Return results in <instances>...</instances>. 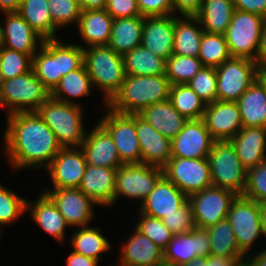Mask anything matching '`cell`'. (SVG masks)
Masks as SVG:
<instances>
[{"label":"cell","instance_id":"obj_1","mask_svg":"<svg viewBox=\"0 0 266 266\" xmlns=\"http://www.w3.org/2000/svg\"><path fill=\"white\" fill-rule=\"evenodd\" d=\"M5 118L1 147L11 171L45 170L62 149L53 131L36 111L16 112Z\"/></svg>","mask_w":266,"mask_h":266},{"label":"cell","instance_id":"obj_2","mask_svg":"<svg viewBox=\"0 0 266 266\" xmlns=\"http://www.w3.org/2000/svg\"><path fill=\"white\" fill-rule=\"evenodd\" d=\"M171 83L165 75H126L119 91L106 104L113 111L138 114L145 107L169 99Z\"/></svg>","mask_w":266,"mask_h":266},{"label":"cell","instance_id":"obj_3","mask_svg":"<svg viewBox=\"0 0 266 266\" xmlns=\"http://www.w3.org/2000/svg\"><path fill=\"white\" fill-rule=\"evenodd\" d=\"M83 63L94 89L103 94L104 108L125 81L123 56L108 46H91L83 49Z\"/></svg>","mask_w":266,"mask_h":266},{"label":"cell","instance_id":"obj_4","mask_svg":"<svg viewBox=\"0 0 266 266\" xmlns=\"http://www.w3.org/2000/svg\"><path fill=\"white\" fill-rule=\"evenodd\" d=\"M82 107L49 97L36 112L53 131L62 148L81 147L87 133Z\"/></svg>","mask_w":266,"mask_h":266},{"label":"cell","instance_id":"obj_5","mask_svg":"<svg viewBox=\"0 0 266 266\" xmlns=\"http://www.w3.org/2000/svg\"><path fill=\"white\" fill-rule=\"evenodd\" d=\"M49 97L50 91L31 69L4 80L0 92V108L6 111V116L16 112L36 111Z\"/></svg>","mask_w":266,"mask_h":266},{"label":"cell","instance_id":"obj_6","mask_svg":"<svg viewBox=\"0 0 266 266\" xmlns=\"http://www.w3.org/2000/svg\"><path fill=\"white\" fill-rule=\"evenodd\" d=\"M212 186L242 196L246 185L247 169L237 156L230 141H215L208 155Z\"/></svg>","mask_w":266,"mask_h":266},{"label":"cell","instance_id":"obj_7","mask_svg":"<svg viewBox=\"0 0 266 266\" xmlns=\"http://www.w3.org/2000/svg\"><path fill=\"white\" fill-rule=\"evenodd\" d=\"M266 18L236 9L224 36L231 57H242L257 62L259 40Z\"/></svg>","mask_w":266,"mask_h":266},{"label":"cell","instance_id":"obj_8","mask_svg":"<svg viewBox=\"0 0 266 266\" xmlns=\"http://www.w3.org/2000/svg\"><path fill=\"white\" fill-rule=\"evenodd\" d=\"M258 68L256 61L242 57H230L215 68L217 100L237 102L258 78Z\"/></svg>","mask_w":266,"mask_h":266},{"label":"cell","instance_id":"obj_9","mask_svg":"<svg viewBox=\"0 0 266 266\" xmlns=\"http://www.w3.org/2000/svg\"><path fill=\"white\" fill-rule=\"evenodd\" d=\"M105 114L97 121L112 136L123 164H140L141 150L136 132V114H123L107 106Z\"/></svg>","mask_w":266,"mask_h":266},{"label":"cell","instance_id":"obj_10","mask_svg":"<svg viewBox=\"0 0 266 266\" xmlns=\"http://www.w3.org/2000/svg\"><path fill=\"white\" fill-rule=\"evenodd\" d=\"M163 176V168L144 163L123 164L117 168L114 204L119 197L139 200L140 204L153 191Z\"/></svg>","mask_w":266,"mask_h":266},{"label":"cell","instance_id":"obj_11","mask_svg":"<svg viewBox=\"0 0 266 266\" xmlns=\"http://www.w3.org/2000/svg\"><path fill=\"white\" fill-rule=\"evenodd\" d=\"M227 220L232 226L238 248L248 256L254 244L263 237L260 204L243 196H237L230 206Z\"/></svg>","mask_w":266,"mask_h":266},{"label":"cell","instance_id":"obj_12","mask_svg":"<svg viewBox=\"0 0 266 266\" xmlns=\"http://www.w3.org/2000/svg\"><path fill=\"white\" fill-rule=\"evenodd\" d=\"M236 195L220 187L210 186L188 197L196 227L208 229L227 219Z\"/></svg>","mask_w":266,"mask_h":266},{"label":"cell","instance_id":"obj_13","mask_svg":"<svg viewBox=\"0 0 266 266\" xmlns=\"http://www.w3.org/2000/svg\"><path fill=\"white\" fill-rule=\"evenodd\" d=\"M163 175L187 197L212 186L208 159L172 157L163 167Z\"/></svg>","mask_w":266,"mask_h":266},{"label":"cell","instance_id":"obj_14","mask_svg":"<svg viewBox=\"0 0 266 266\" xmlns=\"http://www.w3.org/2000/svg\"><path fill=\"white\" fill-rule=\"evenodd\" d=\"M70 227L90 226L95 218V204L79 188L43 189Z\"/></svg>","mask_w":266,"mask_h":266},{"label":"cell","instance_id":"obj_15","mask_svg":"<svg viewBox=\"0 0 266 266\" xmlns=\"http://www.w3.org/2000/svg\"><path fill=\"white\" fill-rule=\"evenodd\" d=\"M87 166L86 157L81 147L62 148L51 161L46 171L52 188H78Z\"/></svg>","mask_w":266,"mask_h":266},{"label":"cell","instance_id":"obj_16","mask_svg":"<svg viewBox=\"0 0 266 266\" xmlns=\"http://www.w3.org/2000/svg\"><path fill=\"white\" fill-rule=\"evenodd\" d=\"M214 142L203 119L187 120L183 129L171 140L172 157L208 158Z\"/></svg>","mask_w":266,"mask_h":266},{"label":"cell","instance_id":"obj_17","mask_svg":"<svg viewBox=\"0 0 266 266\" xmlns=\"http://www.w3.org/2000/svg\"><path fill=\"white\" fill-rule=\"evenodd\" d=\"M202 119L215 141H230L243 128L236 102L217 100L208 104Z\"/></svg>","mask_w":266,"mask_h":266},{"label":"cell","instance_id":"obj_18","mask_svg":"<svg viewBox=\"0 0 266 266\" xmlns=\"http://www.w3.org/2000/svg\"><path fill=\"white\" fill-rule=\"evenodd\" d=\"M3 16L4 22L1 23L2 47L33 57L42 46L44 39L18 12L3 13Z\"/></svg>","mask_w":266,"mask_h":266},{"label":"cell","instance_id":"obj_19","mask_svg":"<svg viewBox=\"0 0 266 266\" xmlns=\"http://www.w3.org/2000/svg\"><path fill=\"white\" fill-rule=\"evenodd\" d=\"M163 251L164 261L178 265H183L197 256H209V232L195 226L188 233L174 234Z\"/></svg>","mask_w":266,"mask_h":266},{"label":"cell","instance_id":"obj_20","mask_svg":"<svg viewBox=\"0 0 266 266\" xmlns=\"http://www.w3.org/2000/svg\"><path fill=\"white\" fill-rule=\"evenodd\" d=\"M121 245L116 266H158L164 262V251L135 226ZM109 266V265H108ZM114 266V265H111Z\"/></svg>","mask_w":266,"mask_h":266},{"label":"cell","instance_id":"obj_21","mask_svg":"<svg viewBox=\"0 0 266 266\" xmlns=\"http://www.w3.org/2000/svg\"><path fill=\"white\" fill-rule=\"evenodd\" d=\"M81 148L87 164L107 168H119L123 165L112 136L99 122L86 133Z\"/></svg>","mask_w":266,"mask_h":266},{"label":"cell","instance_id":"obj_22","mask_svg":"<svg viewBox=\"0 0 266 266\" xmlns=\"http://www.w3.org/2000/svg\"><path fill=\"white\" fill-rule=\"evenodd\" d=\"M187 201L188 197L163 175L137 208L141 213L162 219L165 215L176 212Z\"/></svg>","mask_w":266,"mask_h":266},{"label":"cell","instance_id":"obj_23","mask_svg":"<svg viewBox=\"0 0 266 266\" xmlns=\"http://www.w3.org/2000/svg\"><path fill=\"white\" fill-rule=\"evenodd\" d=\"M26 213H29V218L42 231L50 235L59 244H64L66 241V229H70L65 218L59 212L52 200L41 191L36 200H28L26 205Z\"/></svg>","mask_w":266,"mask_h":266},{"label":"cell","instance_id":"obj_24","mask_svg":"<svg viewBox=\"0 0 266 266\" xmlns=\"http://www.w3.org/2000/svg\"><path fill=\"white\" fill-rule=\"evenodd\" d=\"M117 168L87 164L78 187L95 204L110 208L114 205Z\"/></svg>","mask_w":266,"mask_h":266},{"label":"cell","instance_id":"obj_25","mask_svg":"<svg viewBox=\"0 0 266 266\" xmlns=\"http://www.w3.org/2000/svg\"><path fill=\"white\" fill-rule=\"evenodd\" d=\"M136 132L141 150V163L164 167L172 158L171 140L156 131L136 114Z\"/></svg>","mask_w":266,"mask_h":266},{"label":"cell","instance_id":"obj_26","mask_svg":"<svg viewBox=\"0 0 266 266\" xmlns=\"http://www.w3.org/2000/svg\"><path fill=\"white\" fill-rule=\"evenodd\" d=\"M174 15L144 17L141 45L168 59L173 54Z\"/></svg>","mask_w":266,"mask_h":266},{"label":"cell","instance_id":"obj_27","mask_svg":"<svg viewBox=\"0 0 266 266\" xmlns=\"http://www.w3.org/2000/svg\"><path fill=\"white\" fill-rule=\"evenodd\" d=\"M113 17L105 10L82 11L77 24L78 35L83 49L91 46H107L113 23Z\"/></svg>","mask_w":266,"mask_h":266},{"label":"cell","instance_id":"obj_28","mask_svg":"<svg viewBox=\"0 0 266 266\" xmlns=\"http://www.w3.org/2000/svg\"><path fill=\"white\" fill-rule=\"evenodd\" d=\"M230 142L247 170L266 159V127H243Z\"/></svg>","mask_w":266,"mask_h":266},{"label":"cell","instance_id":"obj_29","mask_svg":"<svg viewBox=\"0 0 266 266\" xmlns=\"http://www.w3.org/2000/svg\"><path fill=\"white\" fill-rule=\"evenodd\" d=\"M138 114L156 131L170 140L176 137L187 122V119L173 107L169 99L145 107Z\"/></svg>","mask_w":266,"mask_h":266},{"label":"cell","instance_id":"obj_30","mask_svg":"<svg viewBox=\"0 0 266 266\" xmlns=\"http://www.w3.org/2000/svg\"><path fill=\"white\" fill-rule=\"evenodd\" d=\"M203 32L196 17L174 15L173 54L198 57Z\"/></svg>","mask_w":266,"mask_h":266},{"label":"cell","instance_id":"obj_31","mask_svg":"<svg viewBox=\"0 0 266 266\" xmlns=\"http://www.w3.org/2000/svg\"><path fill=\"white\" fill-rule=\"evenodd\" d=\"M236 103L243 127H266V87L258 78Z\"/></svg>","mask_w":266,"mask_h":266},{"label":"cell","instance_id":"obj_32","mask_svg":"<svg viewBox=\"0 0 266 266\" xmlns=\"http://www.w3.org/2000/svg\"><path fill=\"white\" fill-rule=\"evenodd\" d=\"M93 90L92 80L83 65L61 77L59 83L50 92V97L61 102L82 106L83 103L80 104L77 99L91 96Z\"/></svg>","mask_w":266,"mask_h":266},{"label":"cell","instance_id":"obj_33","mask_svg":"<svg viewBox=\"0 0 266 266\" xmlns=\"http://www.w3.org/2000/svg\"><path fill=\"white\" fill-rule=\"evenodd\" d=\"M143 25V16L113 19L111 36L107 46L123 56L141 45Z\"/></svg>","mask_w":266,"mask_h":266},{"label":"cell","instance_id":"obj_34","mask_svg":"<svg viewBox=\"0 0 266 266\" xmlns=\"http://www.w3.org/2000/svg\"><path fill=\"white\" fill-rule=\"evenodd\" d=\"M235 10L233 0H203L195 17L205 32L224 35Z\"/></svg>","mask_w":266,"mask_h":266},{"label":"cell","instance_id":"obj_35","mask_svg":"<svg viewBox=\"0 0 266 266\" xmlns=\"http://www.w3.org/2000/svg\"><path fill=\"white\" fill-rule=\"evenodd\" d=\"M32 70L51 92L61 79L57 67V39H46L32 57Z\"/></svg>","mask_w":266,"mask_h":266},{"label":"cell","instance_id":"obj_36","mask_svg":"<svg viewBox=\"0 0 266 266\" xmlns=\"http://www.w3.org/2000/svg\"><path fill=\"white\" fill-rule=\"evenodd\" d=\"M18 14L46 39H58L59 30L52 21L47 0H22Z\"/></svg>","mask_w":266,"mask_h":266},{"label":"cell","instance_id":"obj_37","mask_svg":"<svg viewBox=\"0 0 266 266\" xmlns=\"http://www.w3.org/2000/svg\"><path fill=\"white\" fill-rule=\"evenodd\" d=\"M100 227H79L71 236L72 251L100 262L101 254L111 251L112 244L101 232Z\"/></svg>","mask_w":266,"mask_h":266},{"label":"cell","instance_id":"obj_38","mask_svg":"<svg viewBox=\"0 0 266 266\" xmlns=\"http://www.w3.org/2000/svg\"><path fill=\"white\" fill-rule=\"evenodd\" d=\"M126 75H165L166 60L155 55L142 45L123 55Z\"/></svg>","mask_w":266,"mask_h":266},{"label":"cell","instance_id":"obj_39","mask_svg":"<svg viewBox=\"0 0 266 266\" xmlns=\"http://www.w3.org/2000/svg\"><path fill=\"white\" fill-rule=\"evenodd\" d=\"M169 100L187 120H198L204 116L205 102L187 83L171 85Z\"/></svg>","mask_w":266,"mask_h":266},{"label":"cell","instance_id":"obj_40","mask_svg":"<svg viewBox=\"0 0 266 266\" xmlns=\"http://www.w3.org/2000/svg\"><path fill=\"white\" fill-rule=\"evenodd\" d=\"M210 239V255L246 257L238 248L232 226L227 219L207 229Z\"/></svg>","mask_w":266,"mask_h":266},{"label":"cell","instance_id":"obj_41","mask_svg":"<svg viewBox=\"0 0 266 266\" xmlns=\"http://www.w3.org/2000/svg\"><path fill=\"white\" fill-rule=\"evenodd\" d=\"M231 57L223 34L203 32L198 58L203 67H219Z\"/></svg>","mask_w":266,"mask_h":266},{"label":"cell","instance_id":"obj_42","mask_svg":"<svg viewBox=\"0 0 266 266\" xmlns=\"http://www.w3.org/2000/svg\"><path fill=\"white\" fill-rule=\"evenodd\" d=\"M26 205L27 198L18 195L0 182V230L23 218L26 214Z\"/></svg>","mask_w":266,"mask_h":266},{"label":"cell","instance_id":"obj_43","mask_svg":"<svg viewBox=\"0 0 266 266\" xmlns=\"http://www.w3.org/2000/svg\"><path fill=\"white\" fill-rule=\"evenodd\" d=\"M203 67L198 57L172 54L166 59L165 76L171 85L188 83Z\"/></svg>","mask_w":266,"mask_h":266},{"label":"cell","instance_id":"obj_44","mask_svg":"<svg viewBox=\"0 0 266 266\" xmlns=\"http://www.w3.org/2000/svg\"><path fill=\"white\" fill-rule=\"evenodd\" d=\"M53 23L61 31L67 26H77L81 15L80 2L77 0H47Z\"/></svg>","mask_w":266,"mask_h":266},{"label":"cell","instance_id":"obj_45","mask_svg":"<svg viewBox=\"0 0 266 266\" xmlns=\"http://www.w3.org/2000/svg\"><path fill=\"white\" fill-rule=\"evenodd\" d=\"M135 227L145 236L149 237L153 243L161 249H165L172 240L174 233H172L162 222L161 219L148 216L141 213L139 210ZM139 218V219H138Z\"/></svg>","mask_w":266,"mask_h":266},{"label":"cell","instance_id":"obj_46","mask_svg":"<svg viewBox=\"0 0 266 266\" xmlns=\"http://www.w3.org/2000/svg\"><path fill=\"white\" fill-rule=\"evenodd\" d=\"M0 68L4 80L17 77L32 69V57L9 48H0Z\"/></svg>","mask_w":266,"mask_h":266},{"label":"cell","instance_id":"obj_47","mask_svg":"<svg viewBox=\"0 0 266 266\" xmlns=\"http://www.w3.org/2000/svg\"><path fill=\"white\" fill-rule=\"evenodd\" d=\"M61 38L57 39L58 75L65 76L69 72L81 68L83 63V48L77 43L66 44Z\"/></svg>","mask_w":266,"mask_h":266},{"label":"cell","instance_id":"obj_48","mask_svg":"<svg viewBox=\"0 0 266 266\" xmlns=\"http://www.w3.org/2000/svg\"><path fill=\"white\" fill-rule=\"evenodd\" d=\"M187 84L206 105L217 101V73L214 67H202Z\"/></svg>","mask_w":266,"mask_h":266},{"label":"cell","instance_id":"obj_49","mask_svg":"<svg viewBox=\"0 0 266 266\" xmlns=\"http://www.w3.org/2000/svg\"><path fill=\"white\" fill-rule=\"evenodd\" d=\"M242 196L258 203L266 201V159L247 170Z\"/></svg>","mask_w":266,"mask_h":266},{"label":"cell","instance_id":"obj_50","mask_svg":"<svg viewBox=\"0 0 266 266\" xmlns=\"http://www.w3.org/2000/svg\"><path fill=\"white\" fill-rule=\"evenodd\" d=\"M163 224L174 234L188 233L195 227L191 205L187 201L176 212L165 215Z\"/></svg>","mask_w":266,"mask_h":266},{"label":"cell","instance_id":"obj_51","mask_svg":"<svg viewBox=\"0 0 266 266\" xmlns=\"http://www.w3.org/2000/svg\"><path fill=\"white\" fill-rule=\"evenodd\" d=\"M105 10L114 18L142 16L137 0H107Z\"/></svg>","mask_w":266,"mask_h":266},{"label":"cell","instance_id":"obj_52","mask_svg":"<svg viewBox=\"0 0 266 266\" xmlns=\"http://www.w3.org/2000/svg\"><path fill=\"white\" fill-rule=\"evenodd\" d=\"M137 4L143 17L173 14L172 0H137Z\"/></svg>","mask_w":266,"mask_h":266},{"label":"cell","instance_id":"obj_53","mask_svg":"<svg viewBox=\"0 0 266 266\" xmlns=\"http://www.w3.org/2000/svg\"><path fill=\"white\" fill-rule=\"evenodd\" d=\"M203 0H172L173 15L195 17L202 8Z\"/></svg>","mask_w":266,"mask_h":266},{"label":"cell","instance_id":"obj_54","mask_svg":"<svg viewBox=\"0 0 266 266\" xmlns=\"http://www.w3.org/2000/svg\"><path fill=\"white\" fill-rule=\"evenodd\" d=\"M235 9L266 18V0H233Z\"/></svg>","mask_w":266,"mask_h":266},{"label":"cell","instance_id":"obj_55","mask_svg":"<svg viewBox=\"0 0 266 266\" xmlns=\"http://www.w3.org/2000/svg\"><path fill=\"white\" fill-rule=\"evenodd\" d=\"M65 263L66 266H98L100 262L91 257L71 251Z\"/></svg>","mask_w":266,"mask_h":266},{"label":"cell","instance_id":"obj_56","mask_svg":"<svg viewBox=\"0 0 266 266\" xmlns=\"http://www.w3.org/2000/svg\"><path fill=\"white\" fill-rule=\"evenodd\" d=\"M246 257H223L209 255V266H237Z\"/></svg>","mask_w":266,"mask_h":266},{"label":"cell","instance_id":"obj_57","mask_svg":"<svg viewBox=\"0 0 266 266\" xmlns=\"http://www.w3.org/2000/svg\"><path fill=\"white\" fill-rule=\"evenodd\" d=\"M257 63L260 66L266 65V19L262 26V32L259 40L257 53Z\"/></svg>","mask_w":266,"mask_h":266},{"label":"cell","instance_id":"obj_58","mask_svg":"<svg viewBox=\"0 0 266 266\" xmlns=\"http://www.w3.org/2000/svg\"><path fill=\"white\" fill-rule=\"evenodd\" d=\"M107 0H81L80 7L82 11L103 10L105 9Z\"/></svg>","mask_w":266,"mask_h":266},{"label":"cell","instance_id":"obj_59","mask_svg":"<svg viewBox=\"0 0 266 266\" xmlns=\"http://www.w3.org/2000/svg\"><path fill=\"white\" fill-rule=\"evenodd\" d=\"M22 0H0V12H18Z\"/></svg>","mask_w":266,"mask_h":266},{"label":"cell","instance_id":"obj_60","mask_svg":"<svg viewBox=\"0 0 266 266\" xmlns=\"http://www.w3.org/2000/svg\"><path fill=\"white\" fill-rule=\"evenodd\" d=\"M181 266H209V256H197Z\"/></svg>","mask_w":266,"mask_h":266},{"label":"cell","instance_id":"obj_61","mask_svg":"<svg viewBox=\"0 0 266 266\" xmlns=\"http://www.w3.org/2000/svg\"><path fill=\"white\" fill-rule=\"evenodd\" d=\"M260 204V218H261V229L263 238H266V201Z\"/></svg>","mask_w":266,"mask_h":266},{"label":"cell","instance_id":"obj_62","mask_svg":"<svg viewBox=\"0 0 266 266\" xmlns=\"http://www.w3.org/2000/svg\"><path fill=\"white\" fill-rule=\"evenodd\" d=\"M258 79L266 87V65L260 66L258 68Z\"/></svg>","mask_w":266,"mask_h":266},{"label":"cell","instance_id":"obj_63","mask_svg":"<svg viewBox=\"0 0 266 266\" xmlns=\"http://www.w3.org/2000/svg\"><path fill=\"white\" fill-rule=\"evenodd\" d=\"M237 266H252V265L247 259H244V260L240 261Z\"/></svg>","mask_w":266,"mask_h":266},{"label":"cell","instance_id":"obj_64","mask_svg":"<svg viewBox=\"0 0 266 266\" xmlns=\"http://www.w3.org/2000/svg\"><path fill=\"white\" fill-rule=\"evenodd\" d=\"M158 266H181V265L174 264V263H169V262L164 261L163 263H161Z\"/></svg>","mask_w":266,"mask_h":266},{"label":"cell","instance_id":"obj_65","mask_svg":"<svg viewBox=\"0 0 266 266\" xmlns=\"http://www.w3.org/2000/svg\"><path fill=\"white\" fill-rule=\"evenodd\" d=\"M3 83H4V78H3V74H2L1 68H0V92H1L2 87H3Z\"/></svg>","mask_w":266,"mask_h":266},{"label":"cell","instance_id":"obj_66","mask_svg":"<svg viewBox=\"0 0 266 266\" xmlns=\"http://www.w3.org/2000/svg\"><path fill=\"white\" fill-rule=\"evenodd\" d=\"M2 47V33H1V22H0V48Z\"/></svg>","mask_w":266,"mask_h":266}]
</instances>
